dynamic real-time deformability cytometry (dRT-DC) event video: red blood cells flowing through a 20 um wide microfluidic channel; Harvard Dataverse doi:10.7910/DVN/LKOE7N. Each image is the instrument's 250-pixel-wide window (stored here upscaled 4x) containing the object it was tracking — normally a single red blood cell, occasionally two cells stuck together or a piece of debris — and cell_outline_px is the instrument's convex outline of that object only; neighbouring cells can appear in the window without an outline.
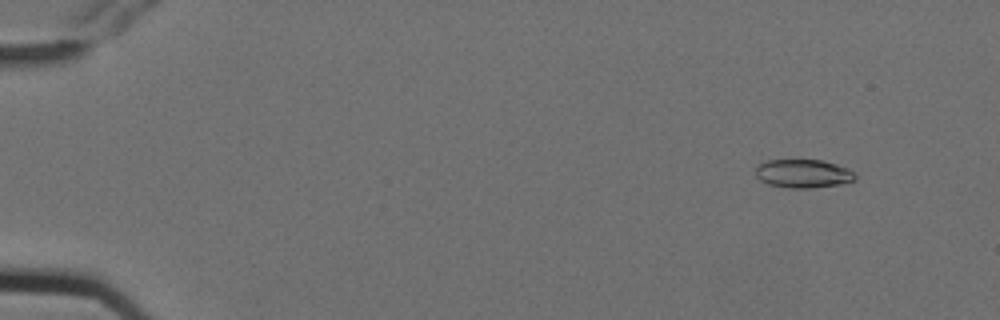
{"species": "Egyptian fruit bat (a non-hibernating species)", "species_latin": "Rousettus aegyptiacus", "temperature_condition": "cold", "stored_images_in_passage": 6, "camera_frame_rate_fps": 3000, "um_per_image_px": 0.085, "animal": {"sex": "female"}, "frame": {"image": 1, "passage_image": 2, "time_ms": 0.333, "image_size_px": [1000, 320], "cell_outline_px": [[856, 180], [840, 184], [812, 188], [788, 188], [768, 184], [760, 180], [756, 176], [756, 168], [760, 164], [768, 160], [820, 160], [836, 164], [848, 168], [856, 176]], "centroid_in_image_um": [68.27, 14.76], "position_along_channel_um": 16.7, "area_um2": 16.47}}